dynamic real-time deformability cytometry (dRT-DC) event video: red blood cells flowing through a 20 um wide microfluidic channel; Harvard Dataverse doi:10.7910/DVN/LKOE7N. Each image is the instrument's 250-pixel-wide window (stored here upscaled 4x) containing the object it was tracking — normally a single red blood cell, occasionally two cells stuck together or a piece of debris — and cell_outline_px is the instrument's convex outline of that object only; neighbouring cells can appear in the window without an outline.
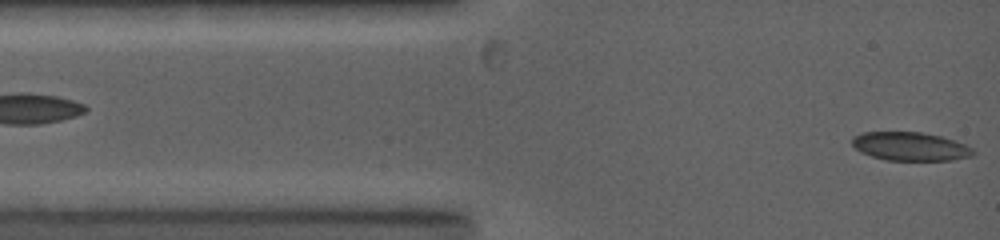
{"species": "common noctule bat (a hibernating species)", "species_latin": "Nyctalus noctula", "temperature_condition": "warm", "stored_images_in_passage": 2, "segment_of_instrument_passage": [2, 2], "camera_frame_rate_fps": 5000, "um_per_image_px": 0.085, "animal": {"sex": "female", "body_mass_g": 19.0, "forearm_length_mm": 53.3}, "frame": {"image": 1, "passage_image": 2, "time_ms": 0.8, "image_size_px": [1000, 240], "cell_outline_px": [[976, 152], [972, 156], [952, 160], [884, 160], [860, 152], [852, 144], [852, 136], [864, 132], [920, 132], [940, 136], [964, 144], [972, 148]], "centroid_in_image_um": [77.36, 12.45], "position_along_channel_um": 7.6, "area_um2": 20.06}}